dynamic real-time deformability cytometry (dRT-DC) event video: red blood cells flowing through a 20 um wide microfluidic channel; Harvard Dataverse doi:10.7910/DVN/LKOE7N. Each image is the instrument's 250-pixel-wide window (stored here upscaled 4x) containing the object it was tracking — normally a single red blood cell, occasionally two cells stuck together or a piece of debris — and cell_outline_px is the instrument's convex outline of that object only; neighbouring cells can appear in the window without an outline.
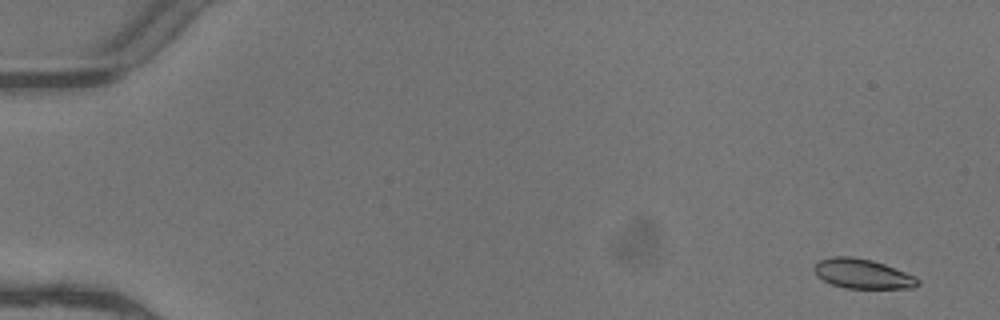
{"species": "common noctule bat (a hibernating species)", "species_latin": "Nyctalus noctula", "temperature_condition": "warm", "stored_images_in_passage": 5, "camera_frame_rate_fps": 3000, "um_per_image_px": 0.085, "animal": {"sex": "female"}, "frame": {"image": 1, "passage_image": 1, "time_ms": 0.0, "image_size_px": [1000, 320], "cell_outline_px": [[920, 284], [912, 288], [844, 288], [832, 284], [816, 276], [812, 268], [820, 260], [832, 256], [852, 256], [872, 260], [884, 264], [916, 276], [920, 280]], "centroid_in_image_um": [73.31, 23.27], "position_along_channel_um": 11.7, "area_um2": 17.98}}
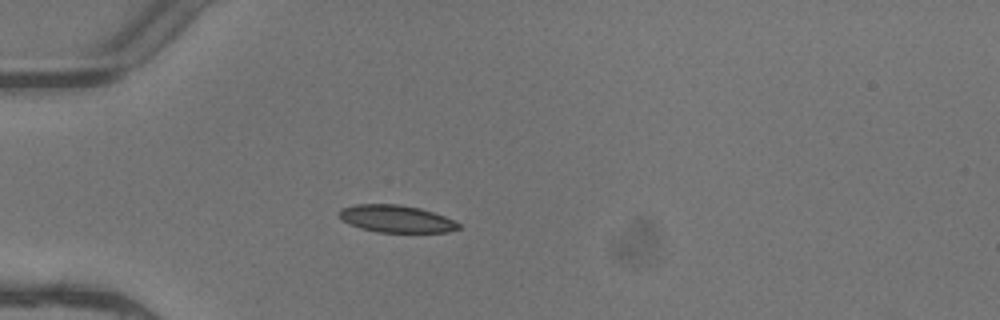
{"frame": {"image": 2, "passage_image": 4, "time_ms": 1.0, "image_size_px": [1000, 320], "cell_outline_px": [[460, 228], [448, 232], [376, 232], [360, 228], [344, 220], [340, 216], [340, 208], [356, 204], [396, 204], [420, 208], [444, 216], [460, 224]], "centroid_in_image_um": [33.69, 18.6], "position_along_channel_um": 51.3, "area_um2": 18.73}}